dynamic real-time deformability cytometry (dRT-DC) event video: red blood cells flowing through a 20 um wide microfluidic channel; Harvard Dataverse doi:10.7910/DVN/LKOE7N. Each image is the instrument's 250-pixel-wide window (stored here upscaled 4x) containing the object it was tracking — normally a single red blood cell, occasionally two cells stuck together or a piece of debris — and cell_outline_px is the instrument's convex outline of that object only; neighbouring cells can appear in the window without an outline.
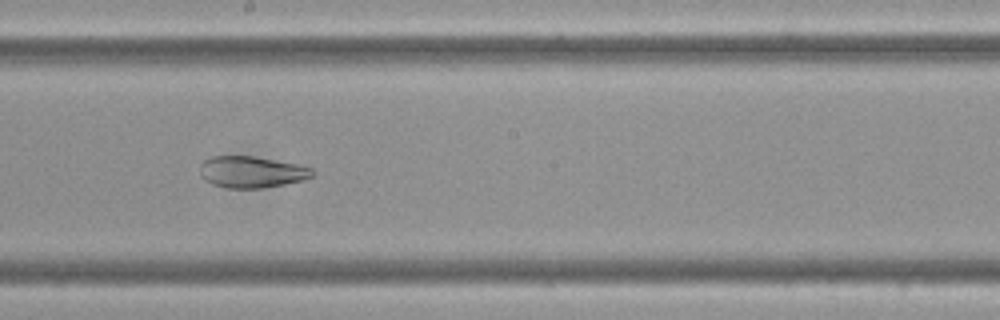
{"species": "Egyptian fruit bat (a non-hibernating species)", "species_latin": "Rousettus aegyptiacus", "temperature_condition": "cold", "stored_images_in_passage": 52, "camera_frame_rate_fps": 3000, "um_per_image_px": 0.085, "frame": {"image": 1, "passage_image": 27, "time_ms": 8.667, "image_size_px": [1000, 320], "cell_outline_px": [[316, 172], [312, 176], [304, 180], [284, 184], [260, 188], [228, 188], [212, 184], [204, 180], [200, 176], [200, 164], [204, 160], [212, 156], [252, 156], [296, 164], [312, 168]], "centroid_in_image_um": [21.36, 14.62], "position_along_channel_um": 226.8, "area_um2": 20.63}}
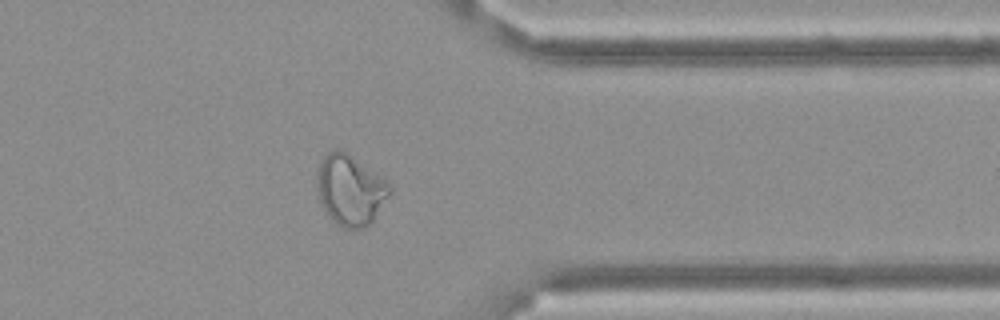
{"frame": {"image": 2, "passage_image": 41, "time_ms": 13.333, "image_size_px": [1000, 320], "cell_outline_px": [[392, 192], [372, 220], [364, 228], [344, 228], [336, 224], [332, 220], [324, 208], [320, 200], [316, 188], [316, 172], [324, 156], [332, 148], [336, 148], [344, 152], [384, 176], [392, 188]], "centroid_in_image_um": [29.77, 16.13], "position_along_channel_um": 381.6, "area_um2": 29.88}}
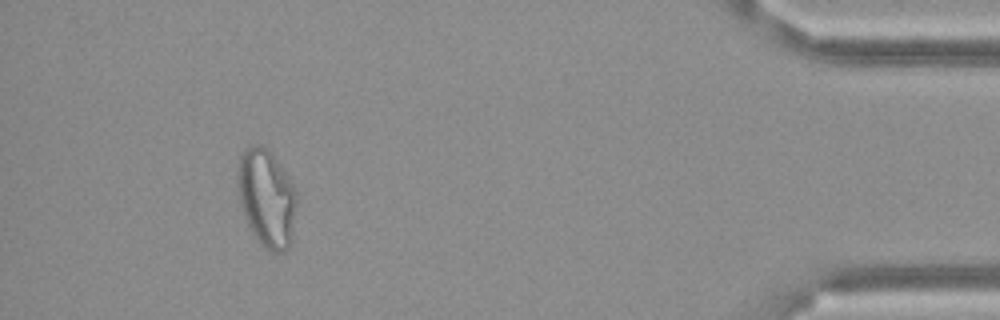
{"frame": {"image": 3, "passage_image": 48, "time_ms": 15.667, "image_size_px": [1000, 320], "cell_outline_px": [[296, 204], [292, 240], [288, 248], [284, 252], [272, 252], [264, 248], [260, 244], [252, 232], [244, 216], [240, 204], [236, 180], [236, 176], [240, 156], [244, 148], [252, 144], [260, 144], [276, 160], [284, 172], [296, 192]], "centroid_in_image_um": [22.63, 16.86], "position_along_channel_um": 412.6, "area_um2": 33.52}, "authors_computed_cell_mechanics": {"area_um2": 29.5936, "velocity_mm_per_s": 3.4731, "shape_relaxation_time_tau1_ms": null, "shape_relaxation_time_tau2_ms": 1.959, "deformation_change_tau1": null, "deformation_change_tau2": 0.0784}}